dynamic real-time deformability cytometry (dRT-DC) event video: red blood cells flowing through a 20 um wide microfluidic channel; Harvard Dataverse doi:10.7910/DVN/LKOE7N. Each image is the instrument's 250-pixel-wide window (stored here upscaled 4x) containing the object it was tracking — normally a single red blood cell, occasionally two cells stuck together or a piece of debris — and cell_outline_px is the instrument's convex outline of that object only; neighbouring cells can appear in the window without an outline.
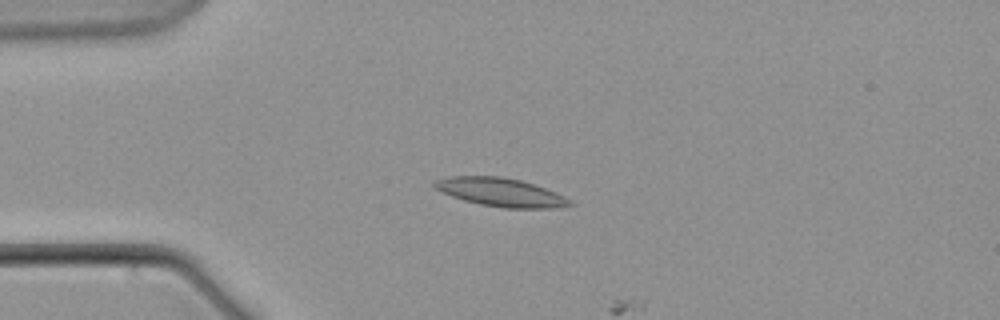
{"species": "common noctule bat (a hibernating species)", "species_latin": "Nyctalus noctula", "temperature_condition": "warm", "stored_images_in_passage": 6, "camera_frame_rate_fps": 3000, "um_per_image_px": 0.085, "animal": {"sex": "male", "body_mass_g": 21.5, "forearm_length_mm": 52.0}, "frame": {"image": 1, "passage_image": 5, "time_ms": 5.667, "image_size_px": [1000, 320], "cell_outline_px": [[576, 204], [556, 208], [504, 208], [480, 204], [464, 200], [440, 192], [432, 188], [432, 184], [436, 180], [448, 176], [500, 176], [520, 180], [556, 192], [572, 200]], "centroid_in_image_um": [42.54, 16.34], "position_along_channel_um": 42.5, "area_um2": 22.54}}